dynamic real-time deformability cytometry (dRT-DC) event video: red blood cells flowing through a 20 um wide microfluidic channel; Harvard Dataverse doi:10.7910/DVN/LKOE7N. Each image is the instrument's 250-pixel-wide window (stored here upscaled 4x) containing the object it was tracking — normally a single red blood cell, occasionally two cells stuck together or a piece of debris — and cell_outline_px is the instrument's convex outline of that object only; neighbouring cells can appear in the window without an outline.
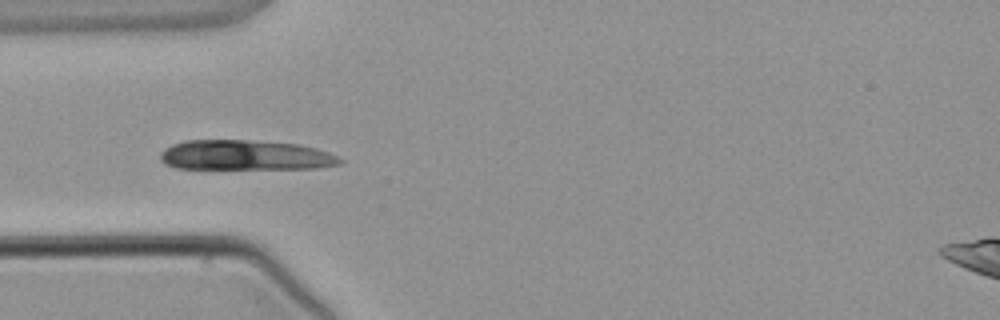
{"species": "common noctule bat (a hibernating species)", "species_latin": "Nyctalus noctula", "temperature_condition": "warm", "stored_images_in_passage": 4, "camera_frame_rate_fps": 3000, "um_per_image_px": 0.085, "animal": {"sex": "male", "body_mass_g": 21.5, "forearm_length_mm": 52.0}, "frame": {"image": 1, "passage_image": 4, "time_ms": 3.667, "image_size_px": [1000, 320], "cell_outline_px": [[344, 160], [340, 164], [316, 168], [176, 168], [164, 164], [160, 160], [160, 152], [164, 148], [172, 144], [184, 140], [248, 140], [300, 144], [316, 148], [328, 152]], "centroid_in_image_um": [20.81, 13.18], "position_along_channel_um": 64.2, "area_um2": 31.39}}